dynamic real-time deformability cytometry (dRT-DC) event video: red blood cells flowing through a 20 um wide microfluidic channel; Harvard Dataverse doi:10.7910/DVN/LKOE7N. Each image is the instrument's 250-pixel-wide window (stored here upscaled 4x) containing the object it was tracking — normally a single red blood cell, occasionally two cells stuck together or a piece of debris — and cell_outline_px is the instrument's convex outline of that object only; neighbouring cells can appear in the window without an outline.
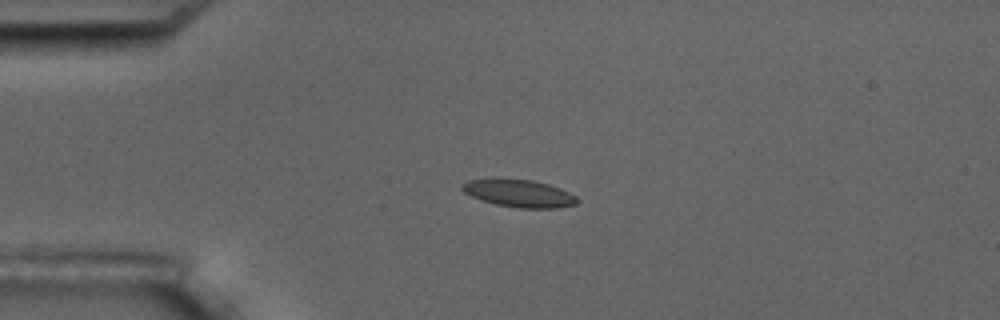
{"species": "common noctule bat (a hibernating species)", "species_latin": "Nyctalus noctula", "temperature_condition": "room temperature", "stored_images_in_passage": 3, "camera_frame_rate_fps": 3000, "um_per_image_px": 0.085, "animal": {"sex": "male", "body_mass_g": 17.5, "forearm_length_mm": 52.3}, "frame": {"image": 1, "passage_image": 1, "time_ms": 0.0, "image_size_px": [1000, 320], "cell_outline_px": [[580, 200], [576, 204], [556, 208], [520, 208], [496, 204], [472, 196], [464, 192], [460, 188], [468, 180], [492, 176], [496, 176], [532, 180], [548, 184], [560, 188], [576, 196]], "centroid_in_image_um": [44.09, 16.39], "position_along_channel_um": 40.9, "area_um2": 18.84}}